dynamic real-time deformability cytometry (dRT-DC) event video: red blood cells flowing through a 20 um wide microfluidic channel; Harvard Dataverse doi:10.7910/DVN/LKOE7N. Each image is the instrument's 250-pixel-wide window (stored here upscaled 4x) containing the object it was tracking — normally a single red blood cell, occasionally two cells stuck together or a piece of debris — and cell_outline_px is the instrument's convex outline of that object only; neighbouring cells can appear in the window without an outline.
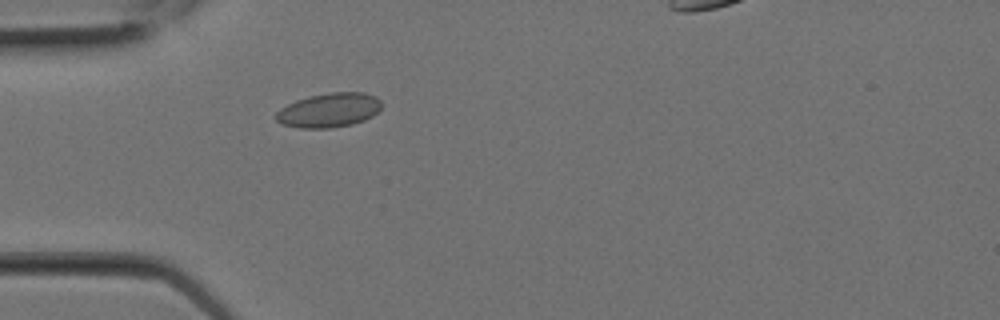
{"species": "Egyptian fruit bat (a non-hibernating species)", "species_latin": "Rousettus aegyptiacus", "temperature_condition": "room temperature", "stored_images_in_passage": 3, "segment_of_instrument_passage": [1, 2], "camera_frame_rate_fps": 3000, "um_per_image_px": 0.085, "animal": {"sex": "female"}, "frame": {"image": 1, "passage_image": 2, "time_ms": 0.333, "image_size_px": [1000, 320], "cell_outline_px": [[380, 108], [372, 116], [364, 120], [352, 124], [332, 128], [300, 128], [280, 124], [276, 120], [276, 112], [280, 108], [296, 100], [308, 96], [328, 92], [364, 92], [376, 96], [380, 100]], "centroid_in_image_um": [27.94, 9.36], "position_along_channel_um": 57.1, "area_um2": 21.21}}